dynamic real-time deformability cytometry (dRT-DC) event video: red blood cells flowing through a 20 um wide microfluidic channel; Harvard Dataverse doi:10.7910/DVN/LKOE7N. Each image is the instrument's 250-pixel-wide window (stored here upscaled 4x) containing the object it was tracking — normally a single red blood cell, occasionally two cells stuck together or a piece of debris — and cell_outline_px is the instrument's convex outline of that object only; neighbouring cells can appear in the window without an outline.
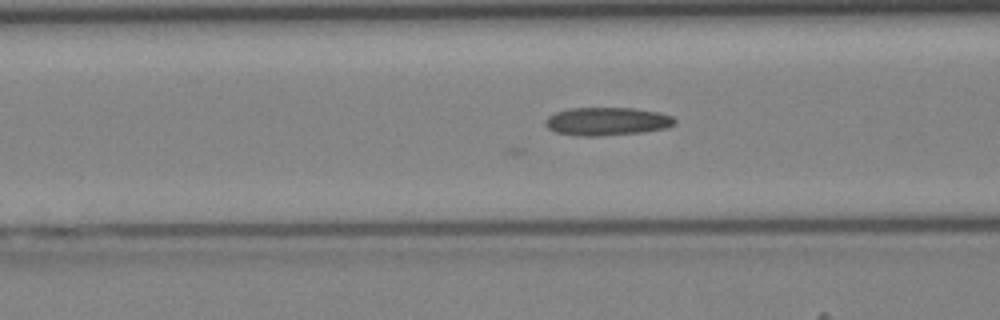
{"species": "Egyptian fruit bat (a non-hibernating species)", "species_latin": "Rousettus aegyptiacus", "temperature_condition": "cold", "stored_images_in_passage": 34, "camera_frame_rate_fps": 3000, "um_per_image_px": 0.085, "animal": {"sex": "female"}, "frame": {"image": 1, "passage_image": 8, "time_ms": 2.333, "image_size_px": [1000, 320], "cell_outline_px": [[676, 124], [668, 128], [644, 132], [600, 136], [580, 136], [556, 132], [548, 128], [544, 124], [544, 120], [548, 116], [556, 112], [568, 108], [636, 108], [660, 112], [672, 116], [676, 120]], "centroid_in_image_um": [51.62, 10.31], "position_along_channel_um": 115.0, "area_um2": 21.5}}
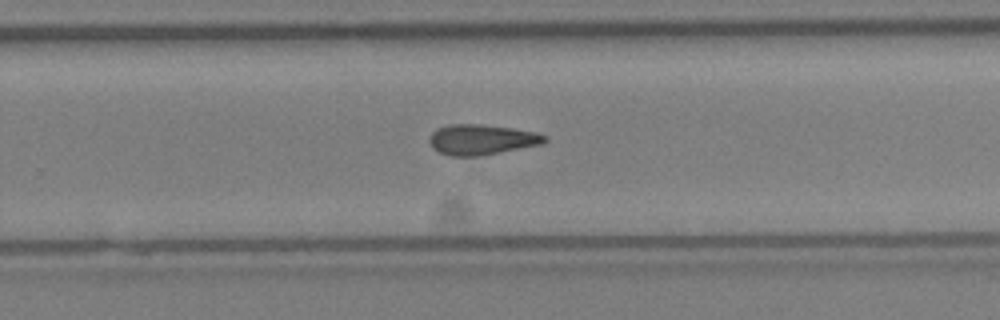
{"frame": {"image": 2, "passage_image": 19, "time_ms": 6.0, "image_size_px": [1000, 320], "cell_outline_px": [[548, 140], [544, 144], [480, 156], [452, 156], [440, 152], [432, 148], [428, 140], [432, 132], [436, 128], [448, 124], [476, 124], [508, 128], [536, 132], [548, 136]], "centroid_in_image_um": [40.94, 11.87], "position_along_channel_um": 288.9, "area_um2": 20.46}}
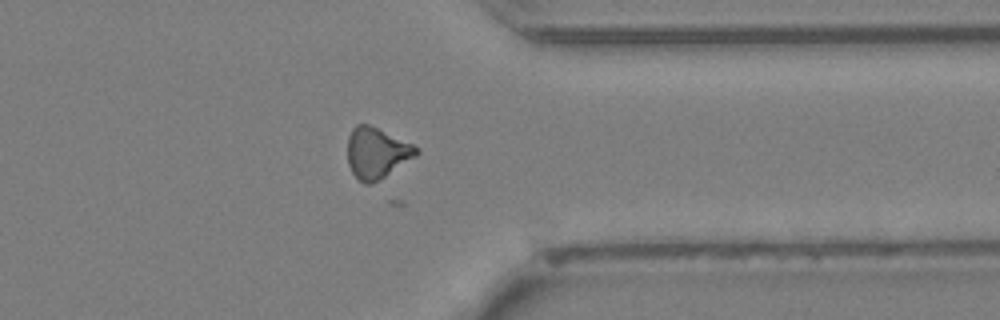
{"frame": {"image": 3, "passage_image": 25, "time_ms": 8.0, "image_size_px": [1000, 320], "cell_outline_px": [[420, 152], [416, 156], [384, 176], [368, 184], [364, 184], [352, 172], [348, 164], [348, 136], [352, 128], [356, 124], [368, 124], [412, 144]], "centroid_in_image_um": [31.99, 12.98], "position_along_channel_um": 379.4, "area_um2": 19.88}}